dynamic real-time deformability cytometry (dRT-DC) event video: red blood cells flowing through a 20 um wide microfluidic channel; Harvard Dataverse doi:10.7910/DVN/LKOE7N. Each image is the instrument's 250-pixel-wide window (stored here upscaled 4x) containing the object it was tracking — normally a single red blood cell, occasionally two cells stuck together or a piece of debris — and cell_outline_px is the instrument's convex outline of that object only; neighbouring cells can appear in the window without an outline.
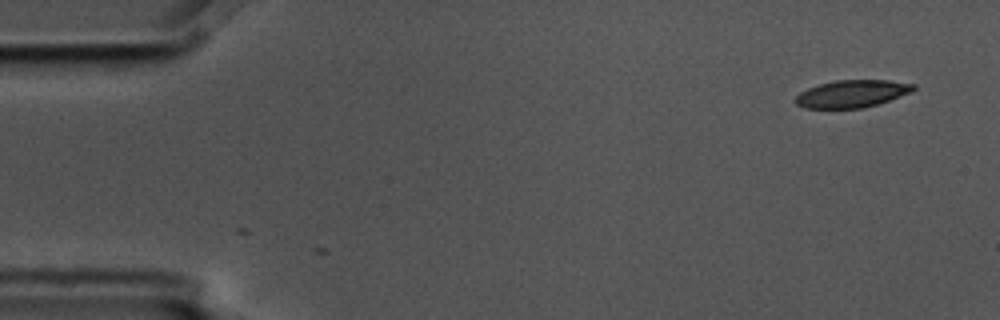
{"species": "common noctule bat (a hibernating species)", "species_latin": "Nyctalus noctula", "temperature_condition": "cold", "stored_images_in_passage": 4, "camera_frame_rate_fps": 3000, "um_per_image_px": 0.085, "animal": {"sex": "male", "body_mass_g": 17.5, "forearm_length_mm": 52.3}, "frame": {"image": 1, "passage_image": 1, "time_ms": 0.0, "image_size_px": [1000, 320], "cell_outline_px": [[916, 88], [912, 92], [864, 108], [804, 108], [796, 104], [792, 100], [800, 92], [808, 88], [820, 84], [836, 80], [888, 80], [916, 84]], "centroid_in_image_um": [72.4, 7.96], "position_along_channel_um": 12.6, "area_um2": 18.84}}
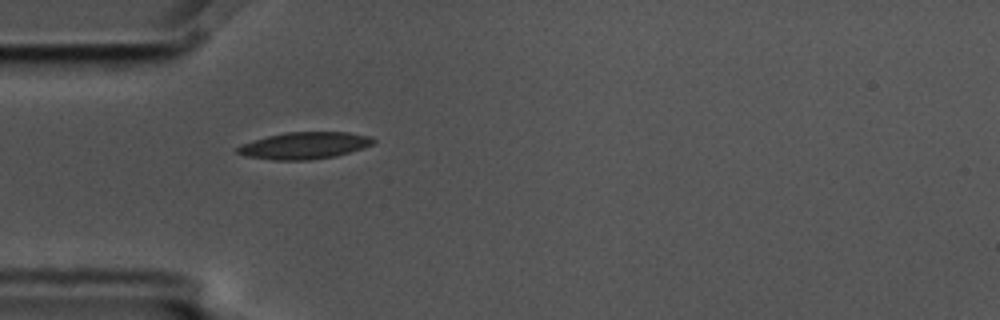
{"frame": {"image": 2, "passage_image": 4, "time_ms": 1.0, "image_size_px": [1000, 320], "cell_outline_px": [[376, 140], [372, 144], [364, 148], [336, 156], [308, 160], [272, 160], [244, 156], [236, 152], [236, 148], [240, 144], [268, 136], [284, 132], [348, 132], [372, 136]], "centroid_in_image_um": [25.88, 12.37], "position_along_channel_um": 59.1, "area_um2": 21.44}}